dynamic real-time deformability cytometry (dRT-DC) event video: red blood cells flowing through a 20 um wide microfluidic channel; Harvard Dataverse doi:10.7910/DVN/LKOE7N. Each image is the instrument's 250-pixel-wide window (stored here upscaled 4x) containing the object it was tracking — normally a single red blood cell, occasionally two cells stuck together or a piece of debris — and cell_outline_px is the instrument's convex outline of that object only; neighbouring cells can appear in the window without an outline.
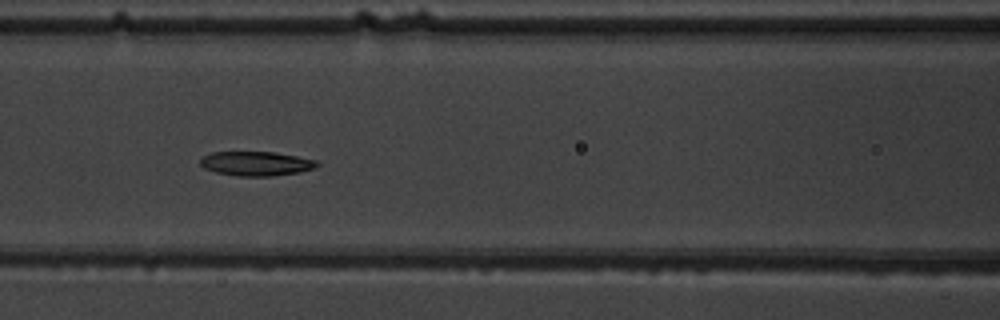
{"species": "common noctule bat (a hibernating species)", "species_latin": "Nyctalus noctula", "temperature_condition": "warm", "stored_images_in_passage": 9, "camera_frame_rate_fps": 3000, "um_per_image_px": 0.085, "animal": {"sex": "male", "body_mass_g": 19.5, "forearm_length_mm": 54.6}, "frame": {"image": 1, "passage_image": 6, "time_ms": 6.333, "image_size_px": [1000, 320], "cell_outline_px": [[320, 164], [316, 168], [300, 172], [272, 176], [236, 176], [216, 172], [204, 168], [200, 164], [200, 156], [212, 152], [276, 152], [316, 160]], "centroid_in_image_um": [21.77, 13.9], "position_along_channel_um": 144.8, "area_um2": 16.7}}
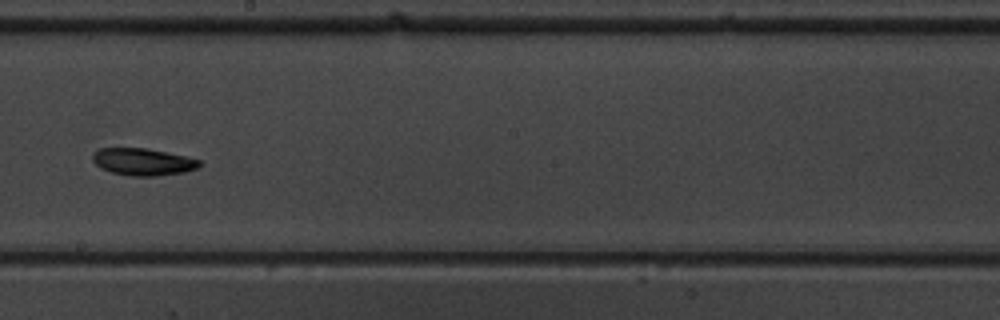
{"frame": {"image": 2, "passage_image": 8, "time_ms": 8.667, "image_size_px": [1000, 320], "cell_outline_px": [[204, 164], [196, 168], [184, 172], [156, 176], [132, 176], [112, 172], [100, 168], [92, 160], [92, 152], [100, 148], [144, 148], [184, 156], [200, 160]], "centroid_in_image_um": [12.13, 13.76], "position_along_channel_um": 236.1, "area_um2": 16.82}}
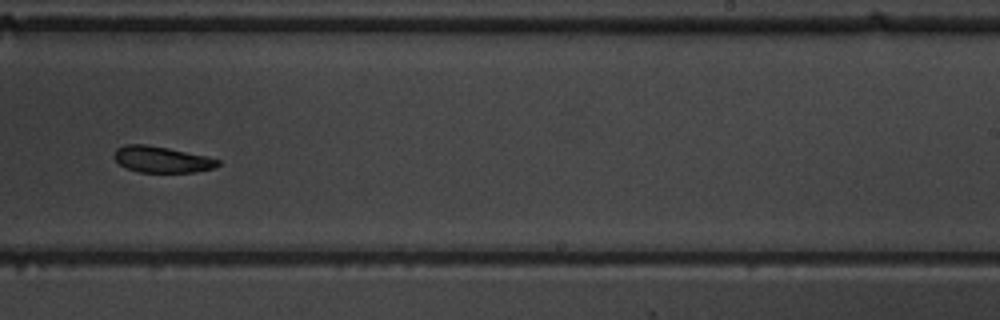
{"frame": {"image": 3, "passage_image": 9, "time_ms": 9.667, "image_size_px": [1000, 320], "cell_outline_px": [[220, 164], [212, 168], [196, 172], [140, 172], [128, 168], [120, 164], [112, 156], [116, 148], [124, 144], [144, 144], [168, 148], [208, 156], [220, 160]], "centroid_in_image_um": [13.74, 13.54], "position_along_channel_um": 275.3, "area_um2": 15.84}}